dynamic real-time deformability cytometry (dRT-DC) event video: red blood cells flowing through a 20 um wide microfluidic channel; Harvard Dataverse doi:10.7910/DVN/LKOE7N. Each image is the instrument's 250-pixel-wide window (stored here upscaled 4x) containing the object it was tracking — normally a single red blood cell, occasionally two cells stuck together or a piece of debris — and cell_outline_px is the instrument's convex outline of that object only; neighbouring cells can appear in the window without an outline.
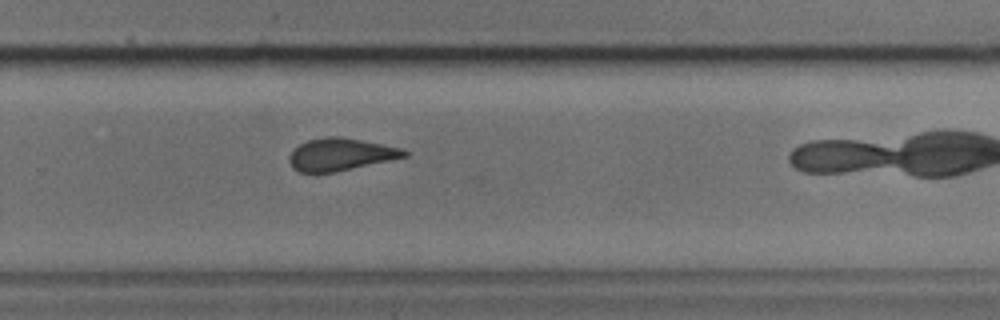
{"species": "common noctule bat (a hibernating species)", "species_latin": "Nyctalus noctula", "temperature_condition": "cold", "stored_images_in_passage": 24, "camera_frame_rate_fps": 3000, "um_per_image_px": 0.085, "animal": {"sex": "male", "body_mass_g": 17.9, "forearm_length_mm": 54.2}, "frame": {"image": 1, "passage_image": 20, "time_ms": 6.333, "image_size_px": [1000, 320], "cell_outline_px": [[408, 156], [332, 172], [300, 172], [292, 168], [288, 160], [288, 156], [300, 144], [308, 140], [328, 136], [340, 136], [400, 148], [408, 152]], "centroid_in_image_um": [28.9, 13.12], "position_along_channel_um": 300.9, "area_um2": 21.21}}